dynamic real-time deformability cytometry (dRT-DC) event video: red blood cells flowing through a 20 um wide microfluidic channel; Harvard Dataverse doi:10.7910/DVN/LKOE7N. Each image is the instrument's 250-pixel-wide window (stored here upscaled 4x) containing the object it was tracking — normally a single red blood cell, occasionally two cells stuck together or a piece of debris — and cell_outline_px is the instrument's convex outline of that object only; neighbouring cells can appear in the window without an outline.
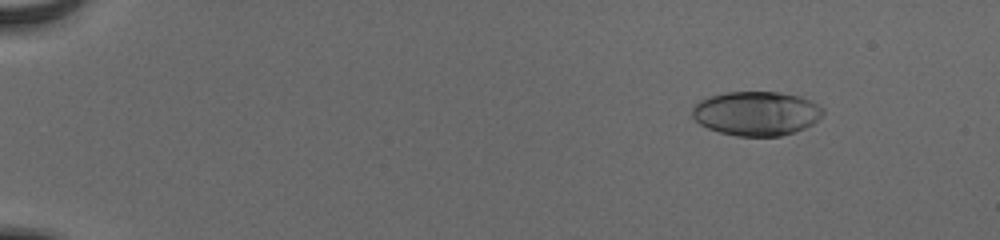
{"species": "human", "species_latin": "Homo sapiens", "temperature_condition": "cold", "stored_images_in_passage": 56, "camera_frame_rate_fps": 3000, "um_per_image_px": 0.085, "donor": {"sex": "male"}, "frame": {"image": 1, "passage_image": 8, "time_ms": 2.333, "image_size_px": [1000, 240], "cell_outline_px": [[824, 112], [812, 124], [804, 128], [780, 136], [736, 136], [720, 132], [708, 128], [700, 124], [692, 116], [692, 108], [700, 100], [724, 92], [780, 92], [800, 96], [816, 104]], "centroid_in_image_um": [64.26, 9.64], "position_along_channel_um": 20.7, "area_um2": 33.35}}
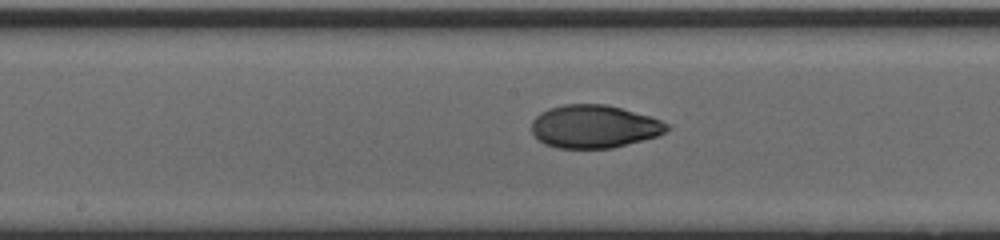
{"frame": {"image": 2, "passage_image": 32, "time_ms": 10.333, "image_size_px": [1000, 240], "cell_outline_px": [[672, 128], [656, 136], [612, 148], [556, 148], [544, 144], [532, 132], [532, 120], [540, 112], [548, 108], [564, 104], [604, 104], [620, 108], [648, 116], [672, 124]], "centroid_in_image_um": [50.49, 10.75], "position_along_channel_um": 197.7, "area_um2": 33.81}}
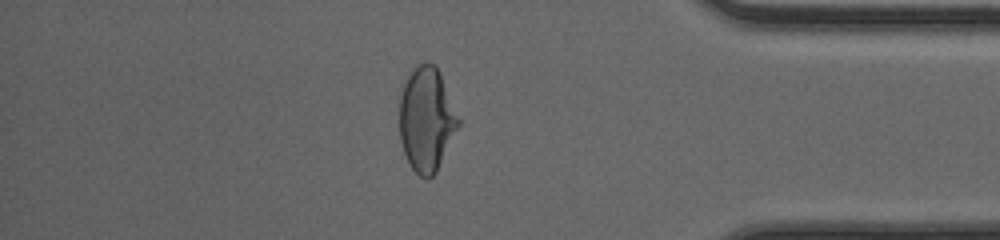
{"frame": {"image": 3, "passage_image": 49, "time_ms": 16.0, "image_size_px": [1000, 240], "cell_outline_px": [[460, 124], [436, 172], [428, 180], [420, 176], [412, 168], [404, 152], [400, 140], [400, 96], [404, 84], [408, 76], [420, 64], [428, 60], [436, 64], [440, 72], [460, 120]], "centroid_in_image_um": [36.26, 10.14], "position_along_channel_um": 398.9, "area_um2": 35.55}, "authors_computed_cell_mechanics": {"area_um2": 33.8419, "velocity_mm_per_s": 3.9162, "shape_relaxation_time_tau1_ms": 6.5406, "shape_relaxation_time_tau2_ms": 1.0513, "deformation_change_tau1": 0.2373, "deformation_change_tau2": 0.0496}}